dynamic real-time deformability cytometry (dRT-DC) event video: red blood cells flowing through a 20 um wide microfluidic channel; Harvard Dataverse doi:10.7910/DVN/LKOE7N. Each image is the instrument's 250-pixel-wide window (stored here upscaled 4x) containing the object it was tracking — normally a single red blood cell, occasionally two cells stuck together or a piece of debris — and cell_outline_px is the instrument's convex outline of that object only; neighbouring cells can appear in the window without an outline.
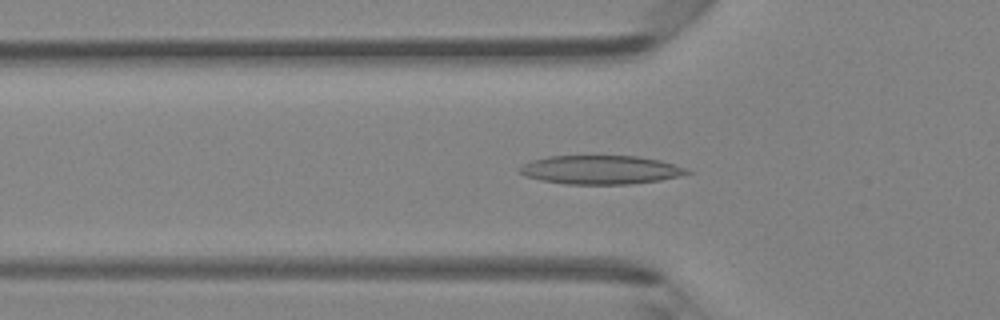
{"species": "Egyptian fruit bat (a non-hibernating species)", "species_latin": "Rousettus aegyptiacus", "temperature_condition": "room temperature", "stored_images_in_passage": 41, "camera_frame_rate_fps": 3000, "um_per_image_px": 0.085, "animal": {"sex": "female"}, "frame": {"image": 1, "passage_image": 14, "time_ms": 4.333, "image_size_px": [1000, 320], "cell_outline_px": [[692, 172], [660, 180], [632, 184], [568, 184], [540, 180], [524, 176], [516, 168], [532, 160], [548, 156], [636, 156], [660, 160], [688, 168]], "centroid_in_image_um": [51.03, 14.43], "position_along_channel_um": 74.8, "area_um2": 28.03}}
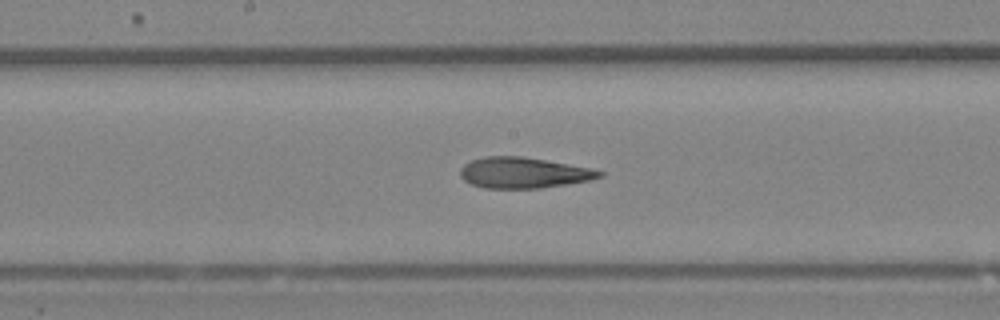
{"frame": {"image": 2, "passage_image": 23, "time_ms": 7.333, "image_size_px": [1000, 320], "cell_outline_px": [[604, 176], [588, 180], [568, 184], [540, 188], [484, 188], [472, 184], [464, 180], [460, 176], [460, 168], [464, 164], [472, 160], [484, 156], [524, 156], [592, 168], [604, 172]], "centroid_in_image_um": [44.5, 14.68], "position_along_channel_um": 203.7, "area_um2": 25.09}}
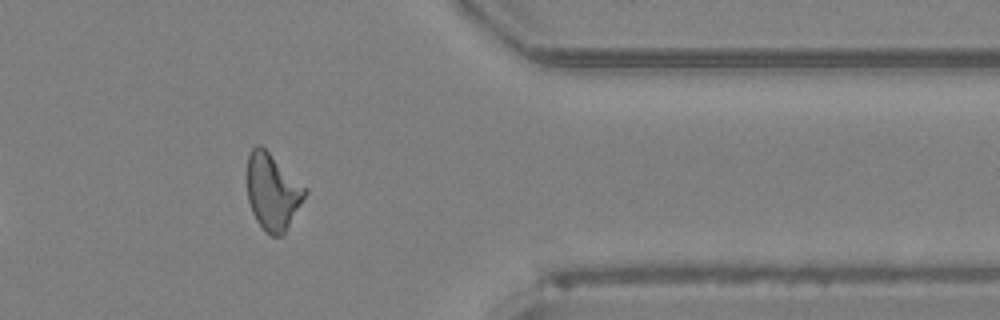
{"frame": {"image": 3, "passage_image": 37, "time_ms": 12.0, "image_size_px": [1000, 320], "cell_outline_px": [[308, 192], [284, 232], [280, 236], [272, 236], [256, 220], [252, 212], [248, 200], [248, 152], [256, 144], [260, 144], [308, 188]], "centroid_in_image_um": [23.18, 16.26], "position_along_channel_um": 388.2, "area_um2": 25.43}, "authors_computed_cell_mechanics": {"area_um2": 25.6054, "velocity_mm_per_s": 4.2938, "shape_relaxation_time_tau1_ms": 11.1072, "shape_relaxation_time_tau2_ms": 3.2028, "deformation_change_tau1": 0.2887, "deformation_change_tau2": 0.151}}